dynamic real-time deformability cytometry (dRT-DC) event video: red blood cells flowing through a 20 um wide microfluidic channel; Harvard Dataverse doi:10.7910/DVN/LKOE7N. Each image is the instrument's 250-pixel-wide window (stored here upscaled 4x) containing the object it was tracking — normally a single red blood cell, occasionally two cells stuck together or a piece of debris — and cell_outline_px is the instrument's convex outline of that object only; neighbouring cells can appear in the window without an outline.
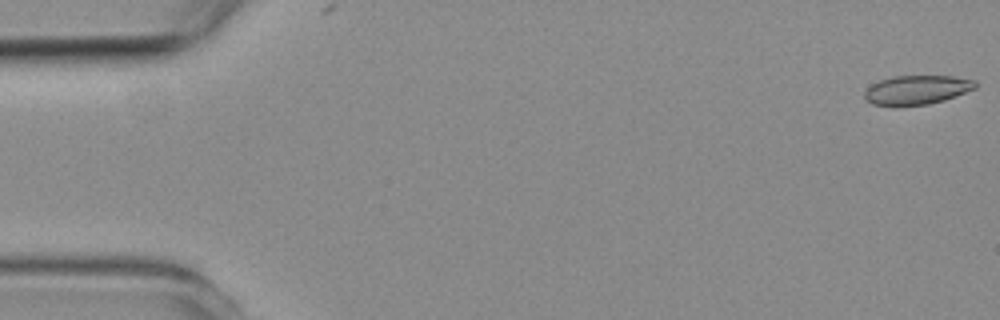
{"species": "common noctule bat (a hibernating species)", "species_latin": "Nyctalus noctula", "temperature_condition": "room temperature", "stored_images_in_passage": 5, "camera_frame_rate_fps": 3000, "um_per_image_px": 0.085, "animal": {"sex": "female", "body_mass_g": 19.3, "forearm_length_mm": 54.1}, "frame": {"image": 1, "passage_image": 1, "time_ms": 0.0, "image_size_px": [1000, 320], "cell_outline_px": [[976, 88], [956, 96], [944, 100], [928, 104], [892, 108], [872, 104], [864, 100], [864, 92], [872, 84], [880, 80], [892, 76], [952, 76], [976, 80]], "centroid_in_image_um": [77.88, 7.67], "position_along_channel_um": 7.1, "area_um2": 19.31}}
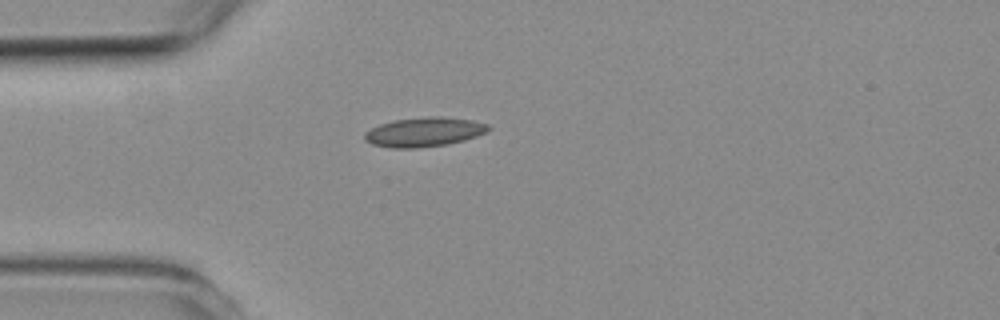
{"frame": {"image": 2, "passage_image": 4, "time_ms": 4.333, "image_size_px": [1000, 320], "cell_outline_px": [[492, 128], [476, 136], [464, 140], [448, 144], [416, 148], [392, 148], [372, 144], [364, 140], [364, 132], [380, 124], [396, 120], [432, 116], [440, 116], [472, 120], [488, 124]], "centroid_in_image_um": [36.04, 11.22], "position_along_channel_um": 49.0, "area_um2": 21.04}}